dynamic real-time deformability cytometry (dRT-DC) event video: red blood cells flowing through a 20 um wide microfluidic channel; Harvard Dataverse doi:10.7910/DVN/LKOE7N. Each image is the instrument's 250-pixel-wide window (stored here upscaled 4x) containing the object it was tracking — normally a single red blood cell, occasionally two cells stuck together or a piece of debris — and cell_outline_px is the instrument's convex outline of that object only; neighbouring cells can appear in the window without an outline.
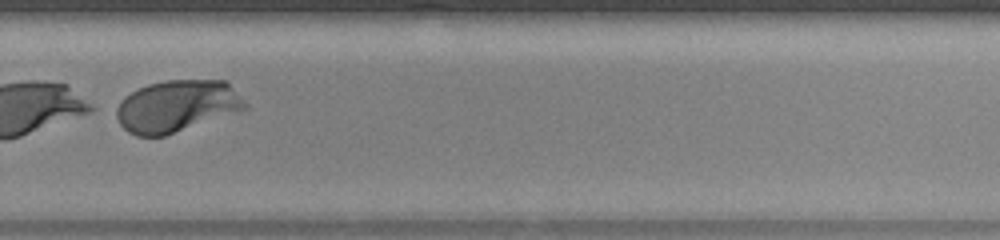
{"species": "human", "species_latin": "Homo sapiens", "temperature_condition": "warm", "stored_images_in_passage": 44, "camera_frame_rate_fps": 3000, "um_per_image_px": 0.085, "donor": {"sex": "female"}, "frame": {"image": 1, "passage_image": 31, "time_ms": 10.0, "image_size_px": [1000, 240], "cell_outline_px": [[248, 108], [240, 112], [164, 136], [136, 136], [128, 132], [120, 124], [112, 108], [124, 96], [148, 84], [164, 80], [228, 80], [248, 104]], "centroid_in_image_um": [15.05, 9.01], "position_along_channel_um": 314.8, "area_um2": 39.59}}